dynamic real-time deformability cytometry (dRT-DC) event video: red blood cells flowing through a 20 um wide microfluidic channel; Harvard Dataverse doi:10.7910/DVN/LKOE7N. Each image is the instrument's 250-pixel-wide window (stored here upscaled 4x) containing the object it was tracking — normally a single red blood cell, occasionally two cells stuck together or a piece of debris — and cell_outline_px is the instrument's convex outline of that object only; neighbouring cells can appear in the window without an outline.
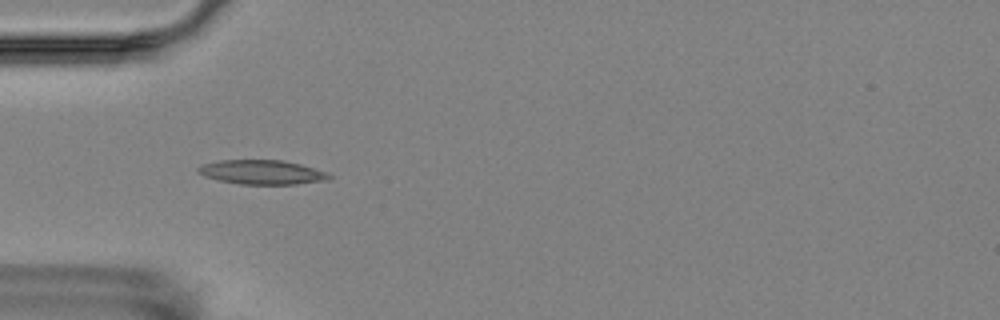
{"species": "Egyptian fruit bat (a non-hibernating species)", "species_latin": "Rousettus aegyptiacus", "temperature_condition": "room temperature", "stored_images_in_passage": 6, "camera_frame_rate_fps": 3000, "um_per_image_px": 0.085, "animal": {"sex": "female"}, "frame": {"image": 1, "passage_image": 5, "time_ms": 6.333, "image_size_px": [1000, 320], "cell_outline_px": [[332, 180], [296, 184], [240, 184], [220, 180], [204, 176], [196, 172], [196, 168], [204, 164], [220, 160], [280, 160], [300, 164], [328, 172], [332, 176]], "centroid_in_image_um": [22.31, 14.64], "position_along_channel_um": 62.7, "area_um2": 18.61}}
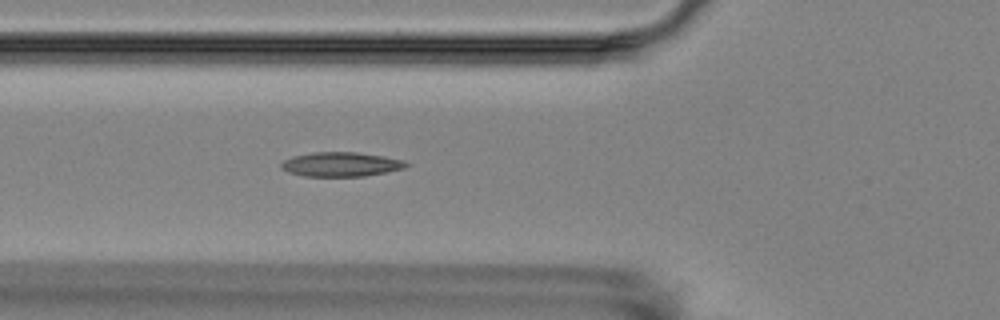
{"frame": {"image": 2, "passage_image": 6, "time_ms": 7.333, "image_size_px": [1000, 320], "cell_outline_px": [[412, 164], [404, 168], [364, 176], [304, 176], [288, 172], [280, 168], [280, 164], [284, 160], [292, 156], [312, 152], [356, 152], [384, 156], [404, 160]], "centroid_in_image_um": [28.97, 13.96], "position_along_channel_um": 96.8, "area_um2": 17.8}}